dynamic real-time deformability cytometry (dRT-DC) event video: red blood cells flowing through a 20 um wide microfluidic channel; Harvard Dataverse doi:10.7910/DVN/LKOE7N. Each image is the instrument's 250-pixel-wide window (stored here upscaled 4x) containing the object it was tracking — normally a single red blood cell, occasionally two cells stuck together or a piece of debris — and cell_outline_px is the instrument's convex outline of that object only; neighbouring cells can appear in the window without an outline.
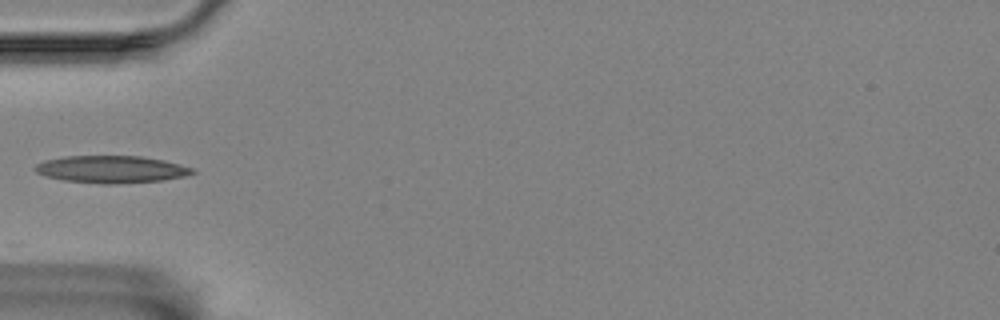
{"species": "Egyptian fruit bat (a non-hibernating species)", "species_latin": "Rousettus aegyptiacus", "temperature_condition": "room temperature", "stored_images_in_passage": 39, "camera_frame_rate_fps": 3000, "um_per_image_px": 0.085, "animal": {"sex": "female"}, "frame": {"image": 1, "passage_image": 1, "time_ms": 0.0, "image_size_px": [1000, 320], "cell_outline_px": [[196, 172], [184, 176], [164, 180], [116, 184], [100, 184], [64, 180], [48, 176], [36, 172], [36, 164], [44, 160], [64, 156], [140, 156], [164, 160], [180, 164], [192, 168]], "centroid_in_image_um": [9.48, 14.39], "position_along_channel_um": 75.5, "area_um2": 24.91}}
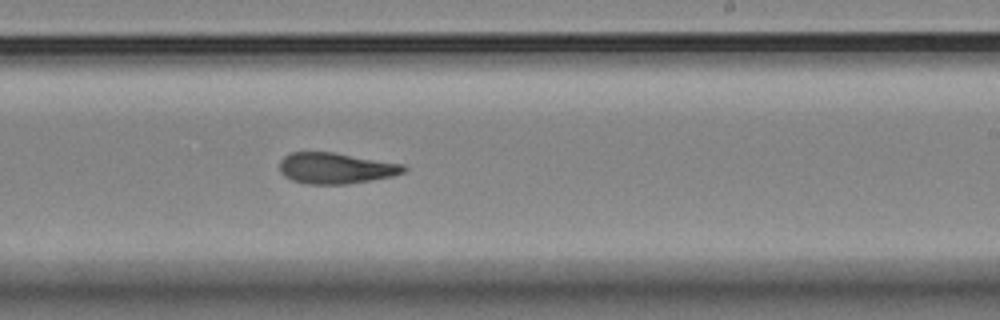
{"frame": {"image": 2, "passage_image": 17, "time_ms": 5.333, "image_size_px": [1000, 320], "cell_outline_px": [[408, 168], [404, 172], [392, 176], [348, 184], [308, 184], [292, 180], [284, 176], [280, 172], [280, 160], [284, 156], [292, 152], [336, 152], [404, 164]], "centroid_in_image_um": [28.55, 14.29], "position_along_channel_um": 260.5, "area_um2": 22.54}}
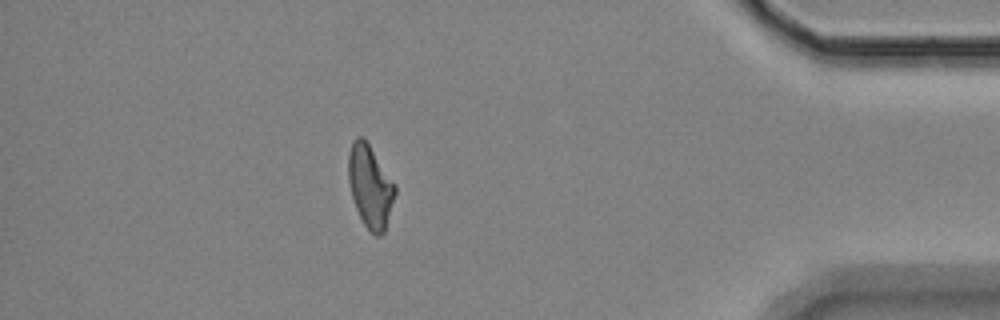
{"frame": {"image": 3, "passage_image": 33, "time_ms": 10.667, "image_size_px": [1000, 320], "cell_outline_px": [[396, 192], [384, 232], [380, 236], [376, 236], [364, 224], [356, 208], [352, 196], [348, 180], [348, 152], [352, 140], [356, 136], [364, 136], [396, 184]], "centroid_in_image_um": [31.46, 15.77], "position_along_channel_um": 403.7, "area_um2": 22.6}}